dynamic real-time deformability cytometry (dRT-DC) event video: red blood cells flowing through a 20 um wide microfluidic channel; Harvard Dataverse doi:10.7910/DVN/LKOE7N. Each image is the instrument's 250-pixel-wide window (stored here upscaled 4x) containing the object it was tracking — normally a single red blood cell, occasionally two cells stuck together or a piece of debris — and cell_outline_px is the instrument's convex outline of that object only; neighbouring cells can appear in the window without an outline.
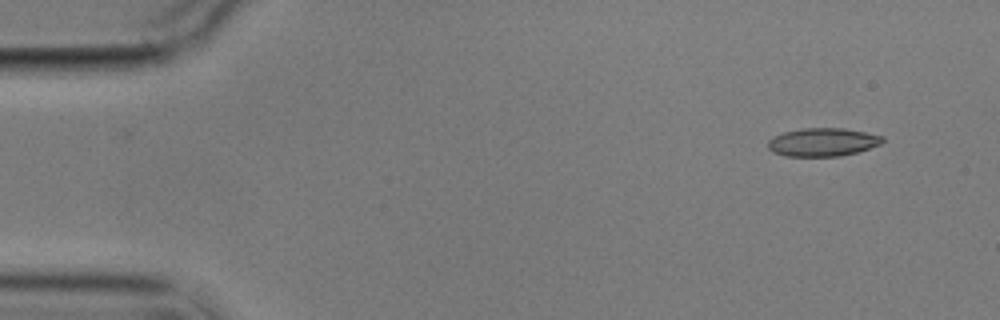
{"species": "common noctule bat (a hibernating species)", "species_latin": "Nyctalus noctula", "temperature_condition": "cold", "stored_images_in_passage": 5, "camera_frame_rate_fps": 3000, "um_per_image_px": 0.085, "animal": {"sex": "male", "body_mass_g": 17.9}, "frame": {"image": 1, "passage_image": 1, "time_ms": 0.0, "image_size_px": [1000, 320], "cell_outline_px": [[884, 140], [880, 144], [856, 152], [840, 156], [784, 156], [772, 152], [768, 148], [768, 140], [772, 136], [784, 132], [800, 128], [844, 128], [884, 136]], "centroid_in_image_um": [69.88, 12.07], "position_along_channel_um": 15.1, "area_um2": 18.9}}
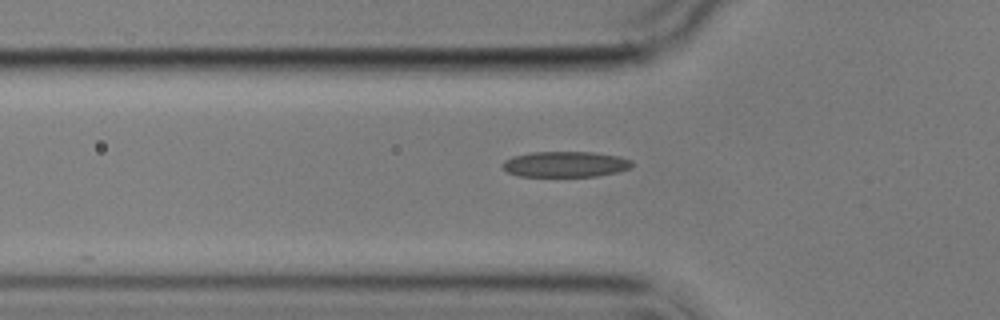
{"frame": {"image": 2, "passage_image": 5, "time_ms": 4.667, "image_size_px": [1000, 320], "cell_outline_px": [[632, 164], [628, 168], [616, 172], [596, 176], [520, 176], [508, 172], [504, 168], [504, 160], [512, 156], [532, 152], [592, 152], [616, 156], [632, 160]], "centroid_in_image_um": [48.03, 13.95], "position_along_channel_um": 77.8, "area_um2": 19.07}}